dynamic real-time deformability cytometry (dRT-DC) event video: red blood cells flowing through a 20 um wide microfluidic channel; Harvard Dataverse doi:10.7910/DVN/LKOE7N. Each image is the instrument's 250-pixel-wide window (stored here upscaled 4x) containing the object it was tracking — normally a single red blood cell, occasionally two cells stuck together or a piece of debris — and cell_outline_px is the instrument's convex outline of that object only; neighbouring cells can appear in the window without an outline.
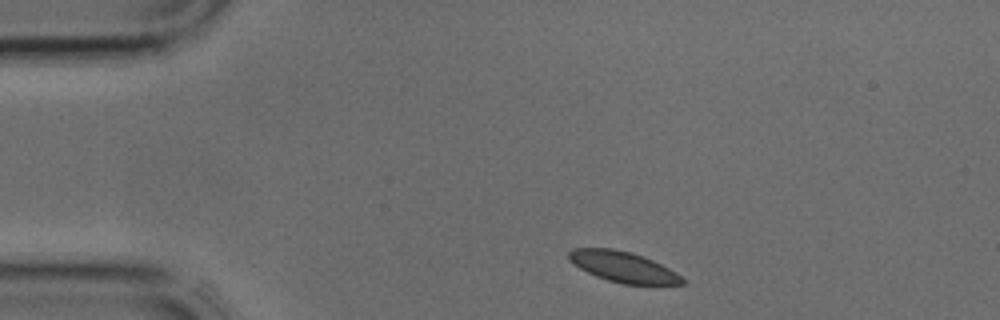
{"species": "common noctule bat (a hibernating species)", "species_latin": "Nyctalus noctula", "temperature_condition": "cold", "stored_images_in_passage": 2, "camera_frame_rate_fps": 3000, "um_per_image_px": 0.085, "animal": {"sex": "male", "body_mass_g": 17.9, "forearm_length_mm": 54.2}, "frame": {"image": 1, "passage_image": 1, "time_ms": 0.0, "image_size_px": [1000, 320], "cell_outline_px": [[684, 284], [624, 284], [608, 280], [596, 276], [580, 268], [568, 260], [568, 252], [572, 248], [612, 248], [644, 256], [676, 272], [684, 280]], "centroid_in_image_um": [52.93, 22.67], "position_along_channel_um": 32.1, "area_um2": 20.0}}